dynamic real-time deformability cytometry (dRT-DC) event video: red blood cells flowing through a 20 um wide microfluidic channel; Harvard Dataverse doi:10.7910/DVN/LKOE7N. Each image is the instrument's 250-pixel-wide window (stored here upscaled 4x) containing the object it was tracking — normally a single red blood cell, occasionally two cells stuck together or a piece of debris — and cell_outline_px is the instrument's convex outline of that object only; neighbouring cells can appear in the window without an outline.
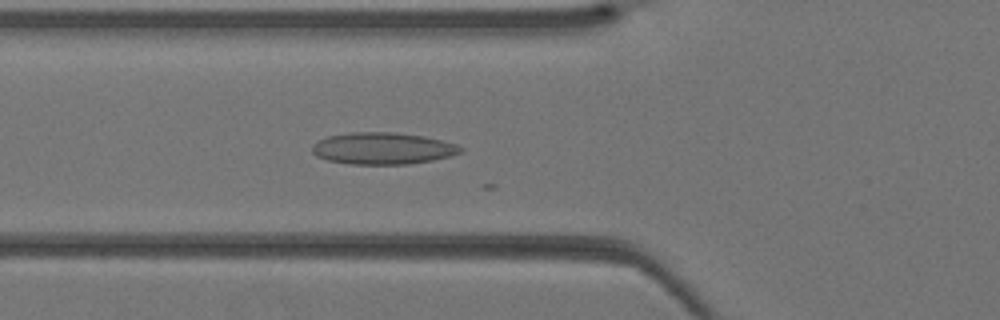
{"species": "Egyptian fruit bat (a non-hibernating species)", "species_latin": "Rousettus aegyptiacus", "temperature_condition": "warm", "stored_images_in_passage": 26, "camera_frame_rate_fps": 3000, "um_per_image_px": 0.085, "animal": {"sex": "female"}, "frame": {"image": 1, "passage_image": 15, "time_ms": 4.667, "image_size_px": [1000, 320], "cell_outline_px": [[464, 148], [460, 152], [452, 156], [432, 160], [408, 164], [348, 164], [328, 160], [316, 156], [312, 152], [312, 144], [316, 140], [328, 136], [352, 132], [396, 132], [424, 136], [456, 144]], "centroid_in_image_um": [32.51, 12.61], "position_along_channel_um": 93.3, "area_um2": 27.63}}
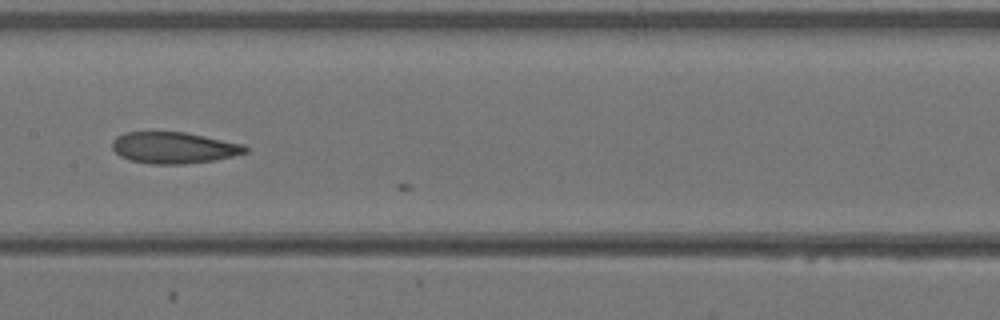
{"frame": {"image": 2, "passage_image": 21, "time_ms": 6.667, "image_size_px": [1000, 320], "cell_outline_px": [[248, 152], [232, 156], [212, 160], [184, 164], [152, 164], [132, 160], [120, 156], [112, 148], [112, 140], [116, 136], [124, 132], [184, 132], [244, 144], [248, 148]], "centroid_in_image_um": [14.76, 12.55], "position_along_channel_um": 192.6, "area_um2": 24.22}}
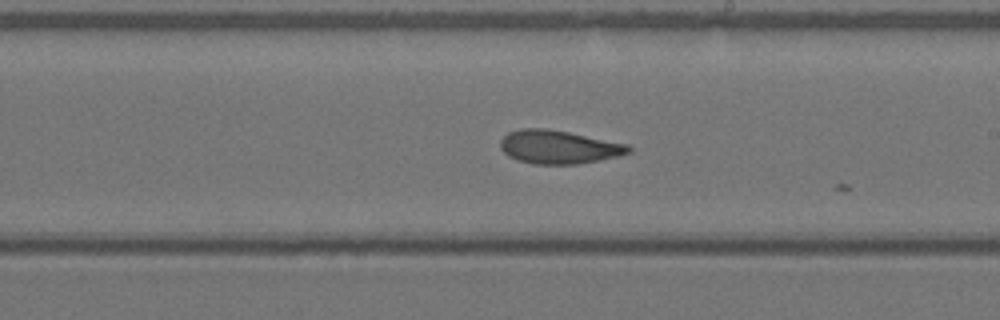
{"frame": {"image": 3, "passage_image": 24, "time_ms": 7.667, "image_size_px": [1000, 320], "cell_outline_px": [[632, 152], [620, 156], [600, 160], [576, 164], [532, 164], [516, 160], [508, 156], [500, 148], [500, 140], [508, 132], [520, 128], [544, 128], [568, 132], [628, 144], [632, 148]], "centroid_in_image_um": [47.48, 12.5], "position_along_channel_um": 241.5, "area_um2": 25.14}}